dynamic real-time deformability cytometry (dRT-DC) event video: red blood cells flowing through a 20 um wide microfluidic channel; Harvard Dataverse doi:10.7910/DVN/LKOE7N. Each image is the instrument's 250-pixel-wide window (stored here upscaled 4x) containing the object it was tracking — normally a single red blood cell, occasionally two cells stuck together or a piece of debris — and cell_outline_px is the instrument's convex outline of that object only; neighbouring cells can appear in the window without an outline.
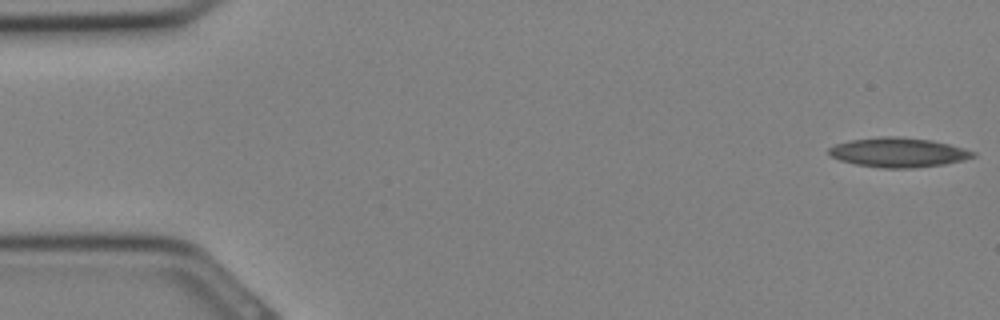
{"species": "Egyptian fruit bat (a non-hibernating species)", "species_latin": "Rousettus aegyptiacus", "temperature_condition": "cold", "stored_images_in_passage": 21, "camera_frame_rate_fps": 3000, "um_per_image_px": 0.085, "animal": {"sex": "female"}, "frame": {"image": 1, "passage_image": 1, "time_ms": 0.0, "image_size_px": [1000, 320], "cell_outline_px": [[976, 156], [964, 160], [944, 164], [912, 168], [880, 168], [856, 164], [840, 160], [828, 156], [828, 148], [836, 144], [852, 140], [880, 136], [900, 136], [932, 140], [964, 148], [976, 152]], "centroid_in_image_um": [76.35, 12.95], "position_along_channel_um": 8.6, "area_um2": 24.91}}
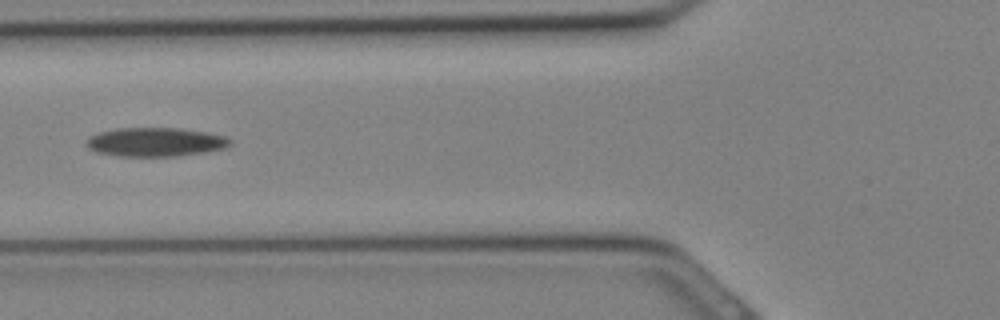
{"frame": {"image": 2, "passage_image": 12, "time_ms": 3.667, "image_size_px": [1000, 320], "cell_outline_px": [[232, 144], [224, 148], [208, 152], [180, 156], [120, 156], [96, 152], [88, 148], [88, 136], [96, 132], [116, 128], [180, 128], [208, 132], [224, 136], [232, 140]], "centroid_in_image_um": [13.23, 12.07], "position_along_channel_um": 112.6, "area_um2": 24.45}}
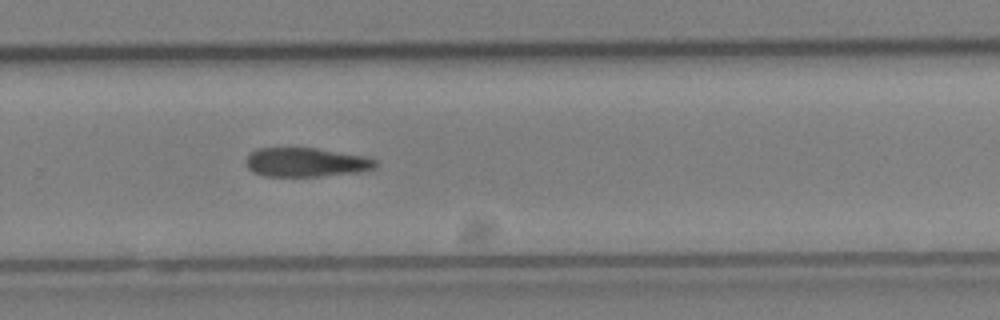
{"frame": {"image": 3, "passage_image": 21, "time_ms": 6.667, "image_size_px": [1000, 320], "cell_outline_px": [[376, 168], [360, 172], [320, 176], [264, 176], [252, 172], [244, 164], [244, 160], [256, 148], [316, 148], [372, 156], [376, 160]], "centroid_in_image_um": [26.05, 13.79], "position_along_channel_um": 303.8, "area_um2": 22.37}}